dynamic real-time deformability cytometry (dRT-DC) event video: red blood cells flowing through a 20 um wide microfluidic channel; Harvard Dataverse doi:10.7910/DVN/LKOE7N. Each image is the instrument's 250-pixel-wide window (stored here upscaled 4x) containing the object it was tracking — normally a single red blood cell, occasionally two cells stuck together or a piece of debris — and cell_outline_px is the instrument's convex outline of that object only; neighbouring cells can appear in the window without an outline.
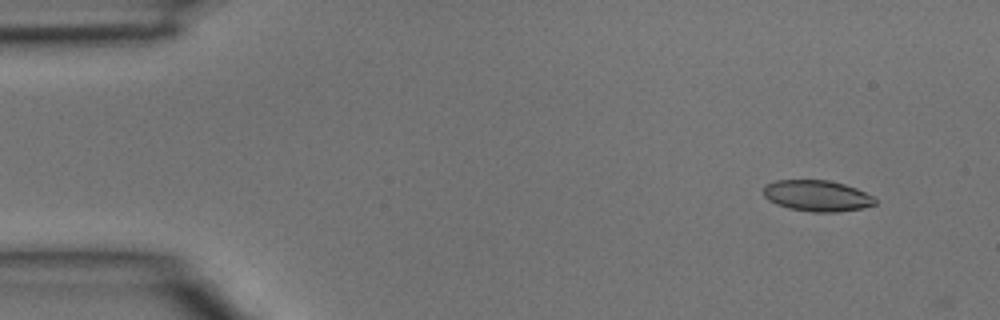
{"species": "common noctule bat (a hibernating species)", "species_latin": "Nyctalus noctula", "temperature_condition": "room temperature", "stored_images_in_passage": 2, "camera_frame_rate_fps": 3000, "um_per_image_px": 0.085, "animal": {"sex": "male", "body_mass_g": 15.6}, "frame": {"image": 1, "passage_image": 1, "time_ms": 0.0, "image_size_px": [1000, 320], "cell_outline_px": [[876, 204], [864, 208], [836, 212], [812, 212], [788, 208], [776, 204], [768, 200], [764, 196], [764, 184], [776, 180], [828, 180], [844, 184], [856, 188], [872, 196], [876, 200]], "centroid_in_image_um": [69.43, 16.64], "position_along_channel_um": 15.6, "area_um2": 20.29}}